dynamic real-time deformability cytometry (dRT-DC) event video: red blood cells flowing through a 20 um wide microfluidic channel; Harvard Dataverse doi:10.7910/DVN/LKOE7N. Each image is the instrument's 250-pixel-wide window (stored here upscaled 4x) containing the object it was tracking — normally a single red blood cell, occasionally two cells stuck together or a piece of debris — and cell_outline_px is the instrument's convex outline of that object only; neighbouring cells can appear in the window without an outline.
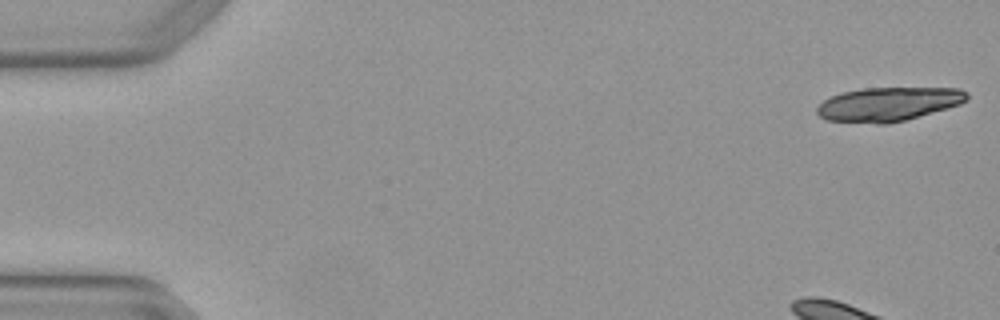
{"species": "Egyptian fruit bat (a non-hibernating species)", "species_latin": "Rousettus aegyptiacus", "temperature_condition": "warm", "stored_images_in_passage": 6, "camera_frame_rate_fps": 3000, "um_per_image_px": 0.085, "animal": {"sex": "female"}, "frame": {"image": 1, "passage_image": 1, "time_ms": 0.0, "image_size_px": [1000, 320], "cell_outline_px": [[968, 100], [960, 104], [904, 120], [888, 124], [876, 124], [824, 120], [816, 112], [816, 108], [824, 100], [840, 92], [864, 88], [960, 88], [968, 92]], "centroid_in_image_um": [75.49, 8.85], "position_along_channel_um": 9.5, "area_um2": 29.65}}
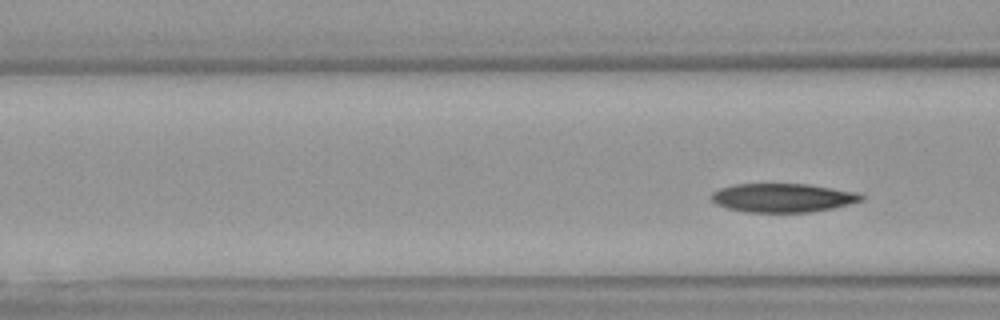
{"frame": {"image": 2, "passage_image": 6, "time_ms": 1.667, "image_size_px": [1000, 320], "cell_outline_px": [[864, 200], [832, 208], [812, 212], [748, 212], [728, 208], [716, 204], [712, 200], [712, 192], [720, 188], [736, 184], [808, 184], [856, 192], [864, 196]], "centroid_in_image_um": [66.54, 16.81], "position_along_channel_um": 100.1, "area_um2": 24.97}}